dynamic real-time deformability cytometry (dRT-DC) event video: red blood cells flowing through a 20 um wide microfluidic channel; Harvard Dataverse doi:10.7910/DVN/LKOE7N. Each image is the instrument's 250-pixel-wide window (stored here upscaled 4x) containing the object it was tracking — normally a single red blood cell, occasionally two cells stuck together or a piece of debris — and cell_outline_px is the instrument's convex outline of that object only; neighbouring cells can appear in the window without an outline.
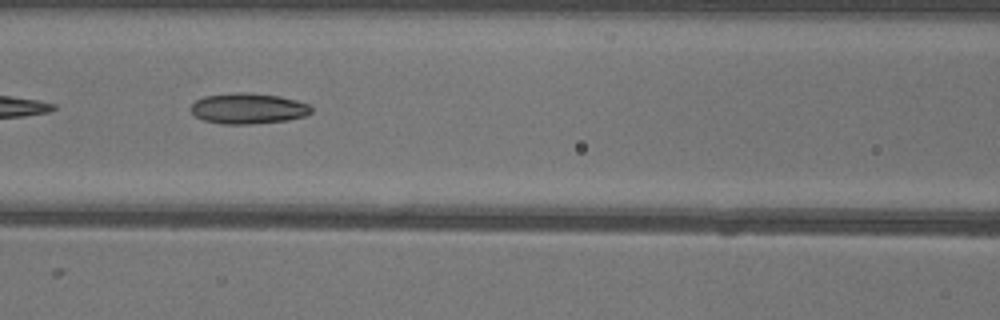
{"species": "common noctule bat (a hibernating species)", "species_latin": "Nyctalus noctula", "temperature_condition": "warm", "stored_images_in_passage": 35, "camera_frame_rate_fps": 3000, "um_per_image_px": 0.085, "animal": {"sex": "female"}, "frame": {"image": 1, "passage_image": 6, "time_ms": 1.667, "image_size_px": [1000, 320], "cell_outline_px": [[312, 112], [304, 116], [288, 120], [252, 124], [220, 124], [204, 120], [196, 116], [192, 112], [192, 104], [196, 100], [204, 96], [232, 92], [244, 92], [280, 96], [296, 100], [308, 104], [312, 108]], "centroid_in_image_um": [21.1, 9.22], "position_along_channel_um": 145.5, "area_um2": 21.56}}
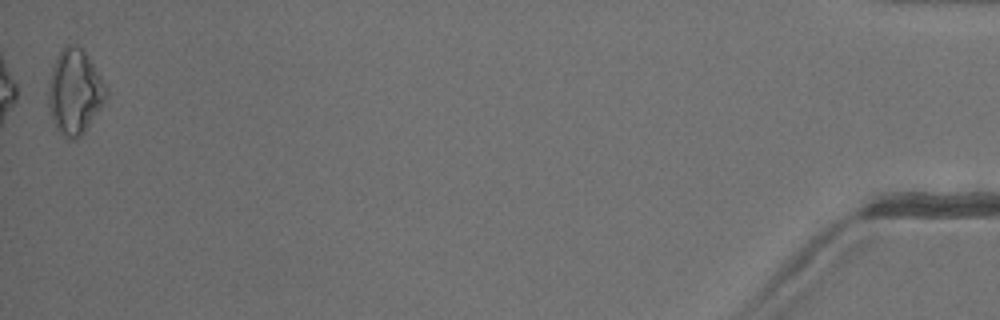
{"frame": {"image": 2, "passage_image": 35, "time_ms": 11.333, "image_size_px": [1000, 320], "cell_outline_px": [[108, 96], [84, 132], [80, 136], [72, 140], [64, 136], [56, 128], [48, 108], [48, 84], [52, 68], [60, 52], [68, 44], [76, 44], [84, 52], [100, 76], [108, 92]], "centroid_in_image_um": [6.33, 7.83], "position_along_channel_um": 428.9, "area_um2": 28.03}}